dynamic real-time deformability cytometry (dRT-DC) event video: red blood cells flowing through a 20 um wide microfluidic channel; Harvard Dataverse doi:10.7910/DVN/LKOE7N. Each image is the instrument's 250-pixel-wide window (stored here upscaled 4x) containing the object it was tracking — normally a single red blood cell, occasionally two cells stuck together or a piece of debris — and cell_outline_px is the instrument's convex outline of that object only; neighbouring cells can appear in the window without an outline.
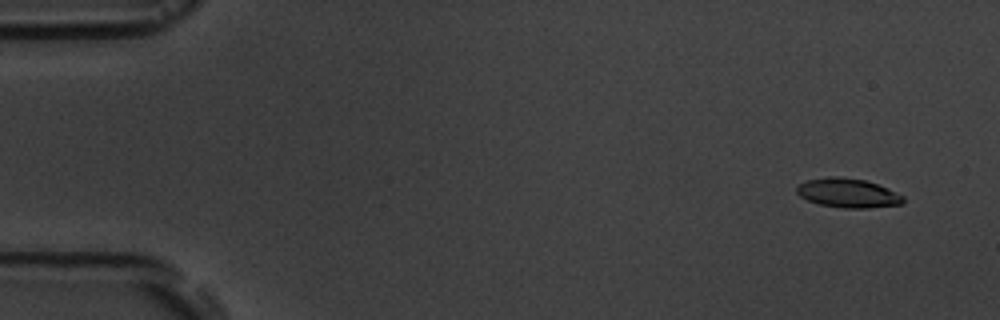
{"species": "common noctule bat (a hibernating species)", "species_latin": "Nyctalus noctula", "temperature_condition": "room temperature", "stored_images_in_passage": 6, "camera_frame_rate_fps": 3000, "um_per_image_px": 0.085, "animal": {"sex": "male", "body_mass_g": 19.5, "forearm_length_mm": 54.6}, "frame": {"image": 1, "passage_image": 2, "time_ms": 1.0, "image_size_px": [1000, 320], "cell_outline_px": [[904, 204], [868, 208], [844, 208], [820, 204], [808, 200], [800, 196], [796, 192], [796, 188], [800, 184], [808, 180], [828, 176], [840, 176], [864, 180], [876, 184], [904, 196]], "centroid_in_image_um": [72.07, 16.41], "position_along_channel_um": 12.9, "area_um2": 17.98}}
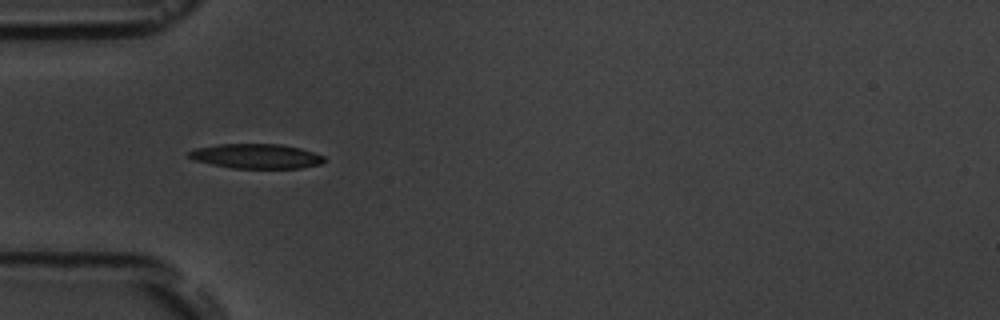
{"frame": {"image": 2, "passage_image": 6, "time_ms": 5.667, "image_size_px": [1000, 320], "cell_outline_px": [[328, 160], [320, 164], [300, 168], [232, 168], [192, 160], [184, 156], [184, 152], [196, 148], [216, 144], [280, 144], [300, 148], [324, 156]], "centroid_in_image_um": [21.71, 13.27], "position_along_channel_um": 63.3, "area_um2": 19.71}}